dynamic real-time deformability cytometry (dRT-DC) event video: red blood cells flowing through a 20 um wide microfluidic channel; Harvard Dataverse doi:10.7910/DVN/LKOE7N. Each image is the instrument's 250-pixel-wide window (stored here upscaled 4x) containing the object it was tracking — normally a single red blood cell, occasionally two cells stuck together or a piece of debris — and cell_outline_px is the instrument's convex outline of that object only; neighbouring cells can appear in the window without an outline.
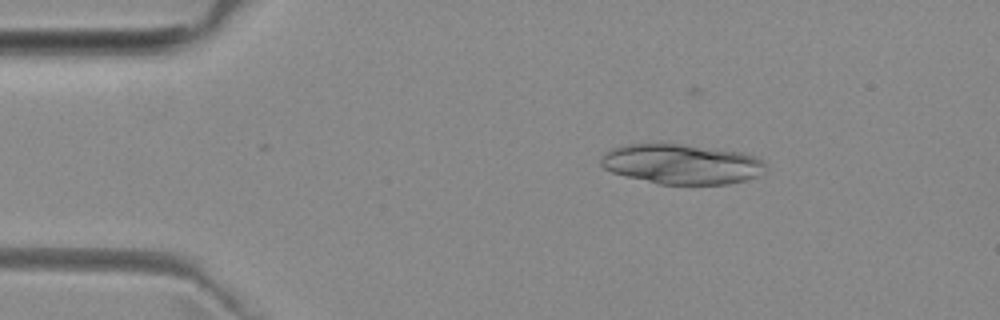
{"species": "common noctule bat (a hibernating species)", "species_latin": "Nyctalus noctula", "temperature_condition": "room temperature", "stored_images_in_passage": 5, "camera_frame_rate_fps": 3000, "um_per_image_px": 0.085, "animal": {"sex": "female", "body_mass_g": 29.2, "forearm_length_mm": 56.3}, "frame": {"image": 1, "passage_image": 2, "time_ms": 1.333, "image_size_px": [1000, 320], "cell_outline_px": [[768, 168], [764, 172], [756, 176], [744, 180], [728, 184], [660, 184], [624, 176], [612, 172], [604, 168], [600, 164], [600, 160], [604, 152], [612, 148], [628, 144], [676, 144], [744, 152], [756, 156], [764, 160]], "centroid_in_image_um": [57.96, 13.95], "position_along_channel_um": 27.0, "area_um2": 38.44}}